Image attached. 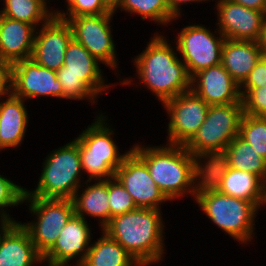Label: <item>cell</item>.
I'll use <instances>...</instances> for the list:
<instances>
[{
	"label": "cell",
	"mask_w": 266,
	"mask_h": 266,
	"mask_svg": "<svg viewBox=\"0 0 266 266\" xmlns=\"http://www.w3.org/2000/svg\"><path fill=\"white\" fill-rule=\"evenodd\" d=\"M108 195V179L97 180V183L88 186L82 194L76 193L73 198L75 215L85 219V215L100 219L102 229L110 221V206Z\"/></svg>",
	"instance_id": "cb8c5ba5"
},
{
	"label": "cell",
	"mask_w": 266,
	"mask_h": 266,
	"mask_svg": "<svg viewBox=\"0 0 266 266\" xmlns=\"http://www.w3.org/2000/svg\"><path fill=\"white\" fill-rule=\"evenodd\" d=\"M119 7L128 13L141 15L142 19L150 18L163 25L176 20L170 12L168 0H121Z\"/></svg>",
	"instance_id": "83f0119b"
},
{
	"label": "cell",
	"mask_w": 266,
	"mask_h": 266,
	"mask_svg": "<svg viewBox=\"0 0 266 266\" xmlns=\"http://www.w3.org/2000/svg\"><path fill=\"white\" fill-rule=\"evenodd\" d=\"M114 177L133 198L137 208L160 210L159 205L169 200L155 184L146 164L132 150Z\"/></svg>",
	"instance_id": "5bb4252c"
},
{
	"label": "cell",
	"mask_w": 266,
	"mask_h": 266,
	"mask_svg": "<svg viewBox=\"0 0 266 266\" xmlns=\"http://www.w3.org/2000/svg\"><path fill=\"white\" fill-rule=\"evenodd\" d=\"M1 16L32 24L47 23L54 15L48 11L46 0H5Z\"/></svg>",
	"instance_id": "4316f807"
},
{
	"label": "cell",
	"mask_w": 266,
	"mask_h": 266,
	"mask_svg": "<svg viewBox=\"0 0 266 266\" xmlns=\"http://www.w3.org/2000/svg\"><path fill=\"white\" fill-rule=\"evenodd\" d=\"M264 14L266 15V2H265V9H264Z\"/></svg>",
	"instance_id": "60d3db41"
},
{
	"label": "cell",
	"mask_w": 266,
	"mask_h": 266,
	"mask_svg": "<svg viewBox=\"0 0 266 266\" xmlns=\"http://www.w3.org/2000/svg\"><path fill=\"white\" fill-rule=\"evenodd\" d=\"M195 200L208 218L232 238L242 244L251 241L259 209L253 202L219 192L204 177L199 182Z\"/></svg>",
	"instance_id": "277c9868"
},
{
	"label": "cell",
	"mask_w": 266,
	"mask_h": 266,
	"mask_svg": "<svg viewBox=\"0 0 266 266\" xmlns=\"http://www.w3.org/2000/svg\"><path fill=\"white\" fill-rule=\"evenodd\" d=\"M162 35H155L146 49L134 59L137 75L148 89L164 103L191 90V77L185 63Z\"/></svg>",
	"instance_id": "3957f363"
},
{
	"label": "cell",
	"mask_w": 266,
	"mask_h": 266,
	"mask_svg": "<svg viewBox=\"0 0 266 266\" xmlns=\"http://www.w3.org/2000/svg\"><path fill=\"white\" fill-rule=\"evenodd\" d=\"M81 170L78 145L69 142L46 158L36 189H25L24 197L72 199L81 187Z\"/></svg>",
	"instance_id": "52a82bcc"
},
{
	"label": "cell",
	"mask_w": 266,
	"mask_h": 266,
	"mask_svg": "<svg viewBox=\"0 0 266 266\" xmlns=\"http://www.w3.org/2000/svg\"><path fill=\"white\" fill-rule=\"evenodd\" d=\"M258 43L262 47L263 52L266 54V15L264 17L262 32Z\"/></svg>",
	"instance_id": "74e56055"
},
{
	"label": "cell",
	"mask_w": 266,
	"mask_h": 266,
	"mask_svg": "<svg viewBox=\"0 0 266 266\" xmlns=\"http://www.w3.org/2000/svg\"><path fill=\"white\" fill-rule=\"evenodd\" d=\"M0 222H1V226H0V240H1V238H2V236H3V234L15 223V222H13V221H10V220H7V219H3V218H1V220H0Z\"/></svg>",
	"instance_id": "f35d334b"
},
{
	"label": "cell",
	"mask_w": 266,
	"mask_h": 266,
	"mask_svg": "<svg viewBox=\"0 0 266 266\" xmlns=\"http://www.w3.org/2000/svg\"><path fill=\"white\" fill-rule=\"evenodd\" d=\"M230 1L257 11H264L265 2H266V0H230Z\"/></svg>",
	"instance_id": "d590c367"
},
{
	"label": "cell",
	"mask_w": 266,
	"mask_h": 266,
	"mask_svg": "<svg viewBox=\"0 0 266 266\" xmlns=\"http://www.w3.org/2000/svg\"><path fill=\"white\" fill-rule=\"evenodd\" d=\"M102 233L95 244H90L87 257L80 266H141L117 241L104 231Z\"/></svg>",
	"instance_id": "484cf974"
},
{
	"label": "cell",
	"mask_w": 266,
	"mask_h": 266,
	"mask_svg": "<svg viewBox=\"0 0 266 266\" xmlns=\"http://www.w3.org/2000/svg\"><path fill=\"white\" fill-rule=\"evenodd\" d=\"M265 53L256 41L225 39L221 64L241 86Z\"/></svg>",
	"instance_id": "7402d4cb"
},
{
	"label": "cell",
	"mask_w": 266,
	"mask_h": 266,
	"mask_svg": "<svg viewBox=\"0 0 266 266\" xmlns=\"http://www.w3.org/2000/svg\"><path fill=\"white\" fill-rule=\"evenodd\" d=\"M170 121L168 144L185 146L205 121L209 105L192 90L163 103Z\"/></svg>",
	"instance_id": "7c38bea8"
},
{
	"label": "cell",
	"mask_w": 266,
	"mask_h": 266,
	"mask_svg": "<svg viewBox=\"0 0 266 266\" xmlns=\"http://www.w3.org/2000/svg\"><path fill=\"white\" fill-rule=\"evenodd\" d=\"M38 31H35L31 59L42 67L59 70L64 65L67 45L73 38L70 24L53 16Z\"/></svg>",
	"instance_id": "2e32d148"
},
{
	"label": "cell",
	"mask_w": 266,
	"mask_h": 266,
	"mask_svg": "<svg viewBox=\"0 0 266 266\" xmlns=\"http://www.w3.org/2000/svg\"><path fill=\"white\" fill-rule=\"evenodd\" d=\"M42 261L28 231L15 222L0 240V266H34Z\"/></svg>",
	"instance_id": "44dd1931"
},
{
	"label": "cell",
	"mask_w": 266,
	"mask_h": 266,
	"mask_svg": "<svg viewBox=\"0 0 266 266\" xmlns=\"http://www.w3.org/2000/svg\"><path fill=\"white\" fill-rule=\"evenodd\" d=\"M166 146L144 148L137 144L131 150L146 164L150 176L169 201L187 195L191 190L195 198L199 182L204 177L203 163L185 146Z\"/></svg>",
	"instance_id": "6da1fadb"
},
{
	"label": "cell",
	"mask_w": 266,
	"mask_h": 266,
	"mask_svg": "<svg viewBox=\"0 0 266 266\" xmlns=\"http://www.w3.org/2000/svg\"><path fill=\"white\" fill-rule=\"evenodd\" d=\"M113 14L72 17L67 21L71 26L73 38L99 62L112 69L117 66L115 44L109 26Z\"/></svg>",
	"instance_id": "4fadbf2b"
},
{
	"label": "cell",
	"mask_w": 266,
	"mask_h": 266,
	"mask_svg": "<svg viewBox=\"0 0 266 266\" xmlns=\"http://www.w3.org/2000/svg\"><path fill=\"white\" fill-rule=\"evenodd\" d=\"M67 14L63 11L54 10L53 15L68 21L72 17L100 15L107 13H115L112 11L103 0H66ZM69 12V13H68ZM67 15V16H66Z\"/></svg>",
	"instance_id": "f546056e"
},
{
	"label": "cell",
	"mask_w": 266,
	"mask_h": 266,
	"mask_svg": "<svg viewBox=\"0 0 266 266\" xmlns=\"http://www.w3.org/2000/svg\"><path fill=\"white\" fill-rule=\"evenodd\" d=\"M105 118L102 114L97 115L96 121L74 139L78 145L82 170L89 174L87 182L93 178L96 181L113 178L115 171L131 151L119 154L117 145L111 138L114 132L106 127L108 125L105 124Z\"/></svg>",
	"instance_id": "8992f818"
},
{
	"label": "cell",
	"mask_w": 266,
	"mask_h": 266,
	"mask_svg": "<svg viewBox=\"0 0 266 266\" xmlns=\"http://www.w3.org/2000/svg\"><path fill=\"white\" fill-rule=\"evenodd\" d=\"M23 101L11 93L0 102V149L18 147L25 137L28 114Z\"/></svg>",
	"instance_id": "603a6c76"
},
{
	"label": "cell",
	"mask_w": 266,
	"mask_h": 266,
	"mask_svg": "<svg viewBox=\"0 0 266 266\" xmlns=\"http://www.w3.org/2000/svg\"><path fill=\"white\" fill-rule=\"evenodd\" d=\"M238 135L253 146L256 153L266 160V117L244 114Z\"/></svg>",
	"instance_id": "f1b7e54d"
},
{
	"label": "cell",
	"mask_w": 266,
	"mask_h": 266,
	"mask_svg": "<svg viewBox=\"0 0 266 266\" xmlns=\"http://www.w3.org/2000/svg\"><path fill=\"white\" fill-rule=\"evenodd\" d=\"M228 167L259 176L266 183V160L237 135L219 157Z\"/></svg>",
	"instance_id": "d4e9b609"
},
{
	"label": "cell",
	"mask_w": 266,
	"mask_h": 266,
	"mask_svg": "<svg viewBox=\"0 0 266 266\" xmlns=\"http://www.w3.org/2000/svg\"><path fill=\"white\" fill-rule=\"evenodd\" d=\"M218 33L220 37H215L206 27L198 24L186 26L179 33L176 50L180 52L190 77L221 63L225 37Z\"/></svg>",
	"instance_id": "8fae6325"
},
{
	"label": "cell",
	"mask_w": 266,
	"mask_h": 266,
	"mask_svg": "<svg viewBox=\"0 0 266 266\" xmlns=\"http://www.w3.org/2000/svg\"><path fill=\"white\" fill-rule=\"evenodd\" d=\"M243 115L242 99L237 103L209 106L205 121L185 148L199 161L219 158L239 134Z\"/></svg>",
	"instance_id": "5b68a950"
},
{
	"label": "cell",
	"mask_w": 266,
	"mask_h": 266,
	"mask_svg": "<svg viewBox=\"0 0 266 266\" xmlns=\"http://www.w3.org/2000/svg\"><path fill=\"white\" fill-rule=\"evenodd\" d=\"M191 90L209 106L241 100L240 86L221 63L195 73L191 77Z\"/></svg>",
	"instance_id": "d6986e66"
},
{
	"label": "cell",
	"mask_w": 266,
	"mask_h": 266,
	"mask_svg": "<svg viewBox=\"0 0 266 266\" xmlns=\"http://www.w3.org/2000/svg\"><path fill=\"white\" fill-rule=\"evenodd\" d=\"M99 63L82 44L72 38L66 48L64 65L56 71L63 88V98H88L95 103V97L109 87L103 81Z\"/></svg>",
	"instance_id": "ba28073f"
},
{
	"label": "cell",
	"mask_w": 266,
	"mask_h": 266,
	"mask_svg": "<svg viewBox=\"0 0 266 266\" xmlns=\"http://www.w3.org/2000/svg\"><path fill=\"white\" fill-rule=\"evenodd\" d=\"M108 195L110 219L137 209L133 198L115 177L108 179Z\"/></svg>",
	"instance_id": "4dcf8cb0"
},
{
	"label": "cell",
	"mask_w": 266,
	"mask_h": 266,
	"mask_svg": "<svg viewBox=\"0 0 266 266\" xmlns=\"http://www.w3.org/2000/svg\"><path fill=\"white\" fill-rule=\"evenodd\" d=\"M37 221L21 223L28 231L36 250L43 256L56 242L61 229L75 214L72 199L24 197Z\"/></svg>",
	"instance_id": "9c48e42d"
},
{
	"label": "cell",
	"mask_w": 266,
	"mask_h": 266,
	"mask_svg": "<svg viewBox=\"0 0 266 266\" xmlns=\"http://www.w3.org/2000/svg\"><path fill=\"white\" fill-rule=\"evenodd\" d=\"M12 64L0 59V98L11 94Z\"/></svg>",
	"instance_id": "e575fe53"
},
{
	"label": "cell",
	"mask_w": 266,
	"mask_h": 266,
	"mask_svg": "<svg viewBox=\"0 0 266 266\" xmlns=\"http://www.w3.org/2000/svg\"><path fill=\"white\" fill-rule=\"evenodd\" d=\"M11 93L24 100L39 96L63 98L56 71L40 66L31 58L12 64Z\"/></svg>",
	"instance_id": "9a60e30c"
},
{
	"label": "cell",
	"mask_w": 266,
	"mask_h": 266,
	"mask_svg": "<svg viewBox=\"0 0 266 266\" xmlns=\"http://www.w3.org/2000/svg\"><path fill=\"white\" fill-rule=\"evenodd\" d=\"M201 1H206V0H168V5L170 7V12L171 14L177 19L178 17H180V13H181V7L180 5H182L183 3H191V2H194V3H198V2H201ZM182 3V4H181Z\"/></svg>",
	"instance_id": "8d00e7d4"
},
{
	"label": "cell",
	"mask_w": 266,
	"mask_h": 266,
	"mask_svg": "<svg viewBox=\"0 0 266 266\" xmlns=\"http://www.w3.org/2000/svg\"><path fill=\"white\" fill-rule=\"evenodd\" d=\"M240 93L244 114L254 117H266V87L243 88L240 89Z\"/></svg>",
	"instance_id": "d6a6232c"
},
{
	"label": "cell",
	"mask_w": 266,
	"mask_h": 266,
	"mask_svg": "<svg viewBox=\"0 0 266 266\" xmlns=\"http://www.w3.org/2000/svg\"><path fill=\"white\" fill-rule=\"evenodd\" d=\"M262 87H266V54L259 59L255 67L250 71L249 76L240 86V89Z\"/></svg>",
	"instance_id": "836d02e7"
},
{
	"label": "cell",
	"mask_w": 266,
	"mask_h": 266,
	"mask_svg": "<svg viewBox=\"0 0 266 266\" xmlns=\"http://www.w3.org/2000/svg\"><path fill=\"white\" fill-rule=\"evenodd\" d=\"M204 178L219 192L266 205V183L257 175L228 167L220 158L204 164Z\"/></svg>",
	"instance_id": "30bf717a"
},
{
	"label": "cell",
	"mask_w": 266,
	"mask_h": 266,
	"mask_svg": "<svg viewBox=\"0 0 266 266\" xmlns=\"http://www.w3.org/2000/svg\"><path fill=\"white\" fill-rule=\"evenodd\" d=\"M25 194V188L16 185L9 179L0 175V218L7 219L13 222L16 220L10 218V215L4 211L3 208L8 206H17L19 203H24L23 198Z\"/></svg>",
	"instance_id": "1f68e13d"
},
{
	"label": "cell",
	"mask_w": 266,
	"mask_h": 266,
	"mask_svg": "<svg viewBox=\"0 0 266 266\" xmlns=\"http://www.w3.org/2000/svg\"><path fill=\"white\" fill-rule=\"evenodd\" d=\"M106 5L112 10L116 11L118 5L120 4L121 0H103Z\"/></svg>",
	"instance_id": "ab89813d"
},
{
	"label": "cell",
	"mask_w": 266,
	"mask_h": 266,
	"mask_svg": "<svg viewBox=\"0 0 266 266\" xmlns=\"http://www.w3.org/2000/svg\"><path fill=\"white\" fill-rule=\"evenodd\" d=\"M36 28L0 15V59L11 64L32 56Z\"/></svg>",
	"instance_id": "ffe728a7"
},
{
	"label": "cell",
	"mask_w": 266,
	"mask_h": 266,
	"mask_svg": "<svg viewBox=\"0 0 266 266\" xmlns=\"http://www.w3.org/2000/svg\"><path fill=\"white\" fill-rule=\"evenodd\" d=\"M216 7L218 31L225 39L259 41L264 11L249 9L230 0H219Z\"/></svg>",
	"instance_id": "e0dca14e"
},
{
	"label": "cell",
	"mask_w": 266,
	"mask_h": 266,
	"mask_svg": "<svg viewBox=\"0 0 266 266\" xmlns=\"http://www.w3.org/2000/svg\"><path fill=\"white\" fill-rule=\"evenodd\" d=\"M87 220L73 215L61 232L54 245L42 256L48 266H68L70 260L80 255L77 266L87 257L91 232Z\"/></svg>",
	"instance_id": "ac0fdd59"
},
{
	"label": "cell",
	"mask_w": 266,
	"mask_h": 266,
	"mask_svg": "<svg viewBox=\"0 0 266 266\" xmlns=\"http://www.w3.org/2000/svg\"><path fill=\"white\" fill-rule=\"evenodd\" d=\"M161 216L160 210L137 208L112 217L102 231L117 241L141 266H148L163 257Z\"/></svg>",
	"instance_id": "7a4b0ae2"
}]
</instances>
